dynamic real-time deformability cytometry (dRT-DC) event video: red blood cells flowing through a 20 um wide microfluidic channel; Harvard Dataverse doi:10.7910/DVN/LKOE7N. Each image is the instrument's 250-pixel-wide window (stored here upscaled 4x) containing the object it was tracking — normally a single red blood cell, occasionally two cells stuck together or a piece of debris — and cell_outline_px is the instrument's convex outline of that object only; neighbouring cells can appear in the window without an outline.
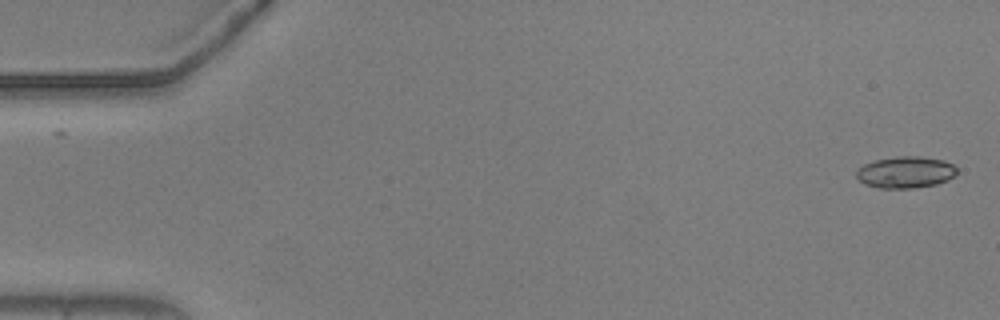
{"species": "common noctule bat (a hibernating species)", "species_latin": "Nyctalus noctula", "temperature_condition": "warm", "stored_images_in_passage": 56, "camera_frame_rate_fps": 3000, "um_per_image_px": 0.085, "animal": {"sex": "male", "body_mass_g": 20.5, "forearm_length_mm": 52.5}, "frame": {"image": 1, "passage_image": 2, "time_ms": 0.333, "image_size_px": [1000, 320], "cell_outline_px": [[956, 176], [948, 180], [936, 184], [912, 188], [880, 188], [864, 184], [856, 176], [856, 168], [864, 164], [876, 160], [896, 156], [920, 156], [944, 160], [952, 164], [956, 168]], "centroid_in_image_um": [76.96, 14.63], "position_along_channel_um": 8.0, "area_um2": 18.61}}
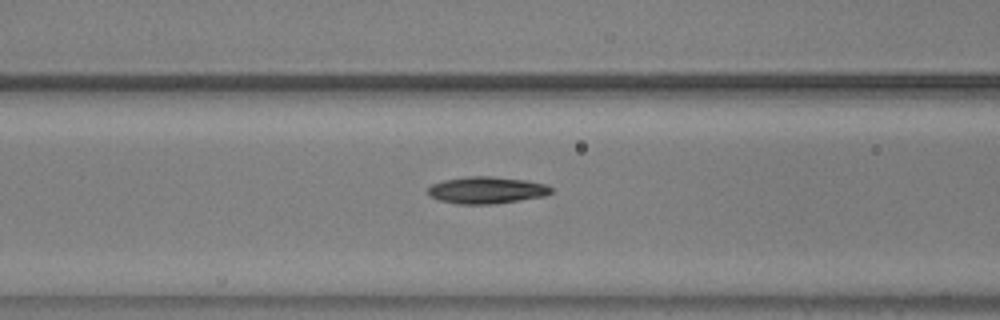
{"frame": {"image": 2, "passage_image": 23, "time_ms": 7.333, "image_size_px": [1000, 320], "cell_outline_px": [[552, 192], [544, 196], [496, 204], [456, 204], [440, 200], [428, 196], [424, 192], [432, 184], [444, 180], [468, 176], [492, 176], [524, 180], [548, 184], [552, 188]], "centroid_in_image_um": [41.33, 16.16], "position_along_channel_um": 125.3, "area_um2": 19.54}}
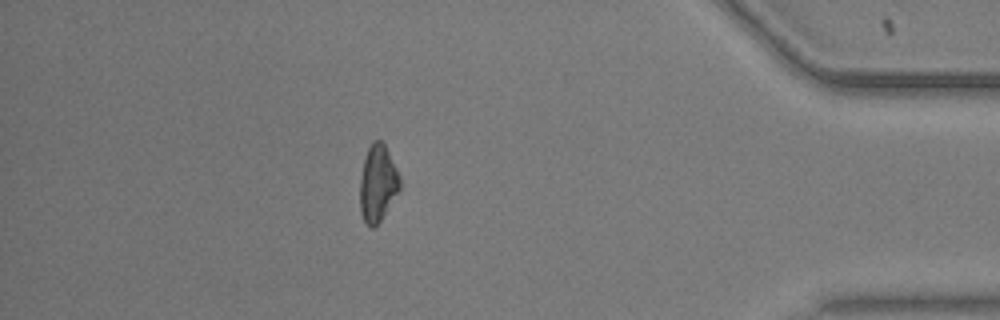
{"frame": {"image": 3, "passage_image": 49, "time_ms": 16.0, "image_size_px": [1000, 320], "cell_outline_px": [[400, 188], [380, 220], [372, 228], [364, 220], [360, 212], [360, 180], [364, 156], [372, 140], [380, 140], [384, 144], [400, 176]], "centroid_in_image_um": [32.09, 15.55], "position_along_channel_um": 403.1, "area_um2": 17.51}, "authors_computed_cell_mechanics": {"area_um2": 18.4093, "velocity_mm_per_s": 3.6894, "shape_relaxation_time_tau1_ms": 9.6112, "shape_relaxation_time_tau2_ms": 4.3494, "deformation_change_tau1": 0.2442, "deformation_change_tau2": 0.1295}}